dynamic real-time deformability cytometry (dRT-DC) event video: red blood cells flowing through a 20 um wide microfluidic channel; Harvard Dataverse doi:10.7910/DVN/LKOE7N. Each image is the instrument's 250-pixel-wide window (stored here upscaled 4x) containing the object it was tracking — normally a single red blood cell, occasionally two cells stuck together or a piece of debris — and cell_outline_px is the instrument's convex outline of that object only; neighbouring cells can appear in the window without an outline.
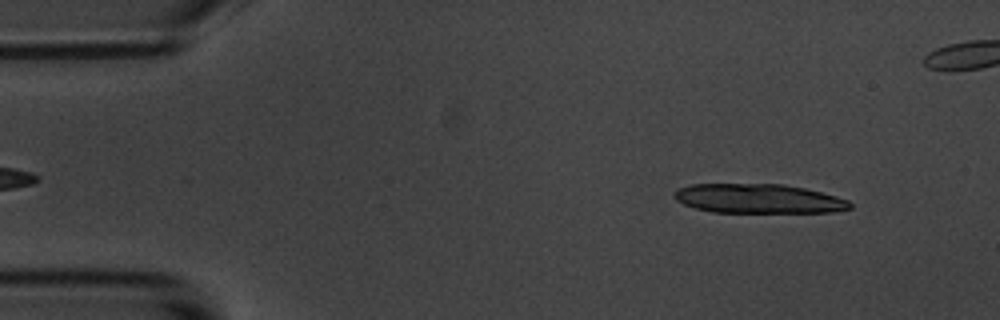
{"species": "common noctule bat (a hibernating species)", "species_latin": "Nyctalus noctula", "temperature_condition": "room temperature", "stored_images_in_passage": 6, "camera_frame_rate_fps": 3000, "um_per_image_px": 0.085, "animal": {"sex": "male", "body_mass_g": 20.1, "forearm_length_mm": 53.5}, "frame": {"image": 1, "passage_image": 1, "time_ms": 0.0, "image_size_px": [1000, 320], "cell_outline_px": [[852, 208], [832, 212], [712, 212], [696, 208], [684, 204], [676, 200], [672, 196], [672, 192], [676, 188], [688, 184], [784, 184], [804, 188], [836, 196], [848, 200], [852, 204]], "centroid_in_image_um": [64.42, 16.88], "position_along_channel_um": 20.6, "area_um2": 30.17}}